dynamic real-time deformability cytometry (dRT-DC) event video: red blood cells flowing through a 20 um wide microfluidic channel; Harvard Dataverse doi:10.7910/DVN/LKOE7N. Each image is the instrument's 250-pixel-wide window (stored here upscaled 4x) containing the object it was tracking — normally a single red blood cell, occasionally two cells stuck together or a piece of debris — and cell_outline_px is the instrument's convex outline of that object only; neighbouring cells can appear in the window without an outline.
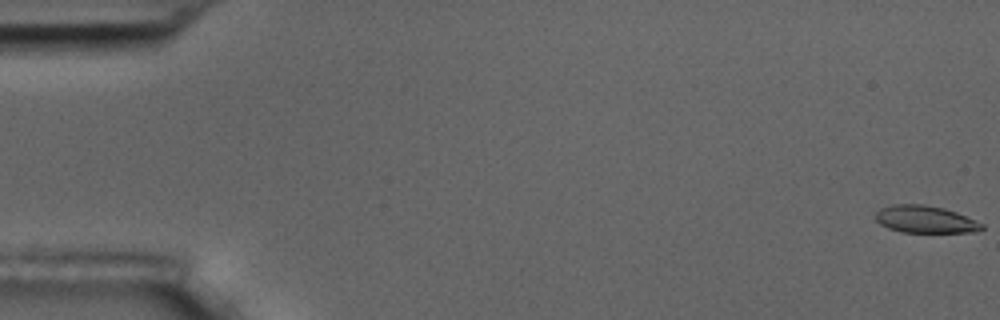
{"species": "common noctule bat (a hibernating species)", "species_latin": "Nyctalus noctula", "temperature_condition": "room temperature", "stored_images_in_passage": 52, "camera_frame_rate_fps": 3000, "um_per_image_px": 0.085, "animal": {"sex": "male", "body_mass_g": 17.5, "forearm_length_mm": 52.3}, "frame": {"image": 1, "passage_image": 1, "time_ms": 0.0, "image_size_px": [1000, 320], "cell_outline_px": [[984, 228], [976, 232], [900, 232], [888, 228], [880, 224], [876, 220], [876, 212], [880, 208], [892, 204], [924, 204], [944, 208], [956, 212], [984, 224]], "centroid_in_image_um": [78.63, 18.64], "position_along_channel_um": 6.4, "area_um2": 16.94}}
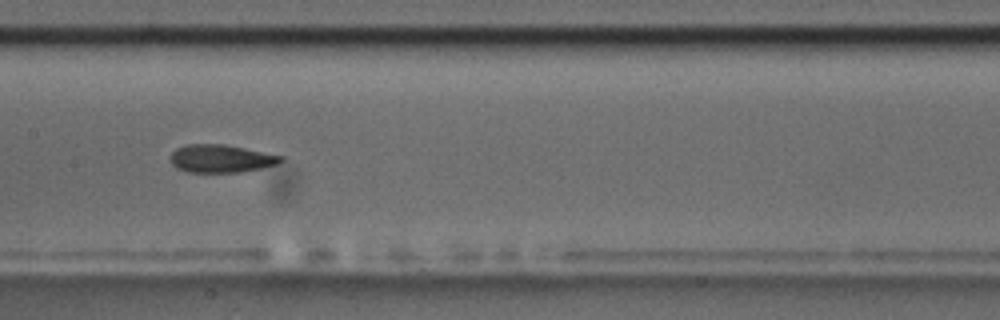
{"frame": {"image": 2, "passage_image": 29, "time_ms": 9.333, "image_size_px": [1000, 320], "cell_outline_px": [[284, 160], [276, 164], [260, 168], [240, 172], [188, 172], [176, 168], [168, 160], [172, 152], [176, 148], [184, 144], [224, 144], [284, 156]], "centroid_in_image_um": [18.74, 13.47], "position_along_channel_um": 188.7, "area_um2": 18.03}}
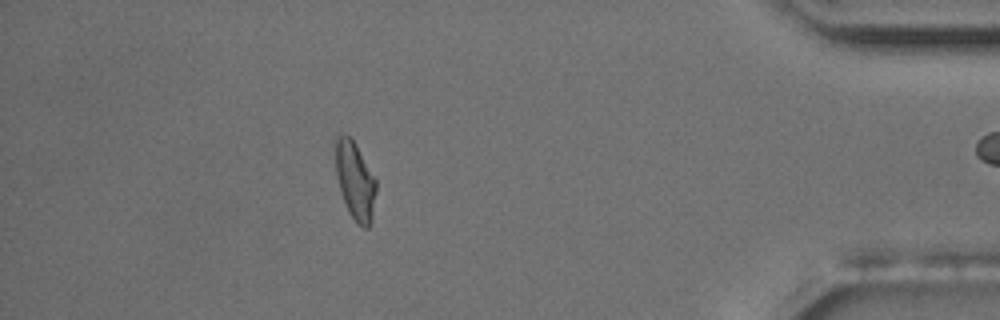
{"frame": {"image": 3, "passage_image": 51, "time_ms": 16.667, "image_size_px": [1000, 320], "cell_outline_px": [[376, 192], [372, 220], [368, 228], [364, 228], [356, 224], [348, 212], [340, 192], [336, 172], [332, 140], [340, 132], [348, 136], [356, 144], [376, 180]], "centroid_in_image_um": [30.14, 15.32], "position_along_channel_um": 405.1, "area_um2": 19.02}}